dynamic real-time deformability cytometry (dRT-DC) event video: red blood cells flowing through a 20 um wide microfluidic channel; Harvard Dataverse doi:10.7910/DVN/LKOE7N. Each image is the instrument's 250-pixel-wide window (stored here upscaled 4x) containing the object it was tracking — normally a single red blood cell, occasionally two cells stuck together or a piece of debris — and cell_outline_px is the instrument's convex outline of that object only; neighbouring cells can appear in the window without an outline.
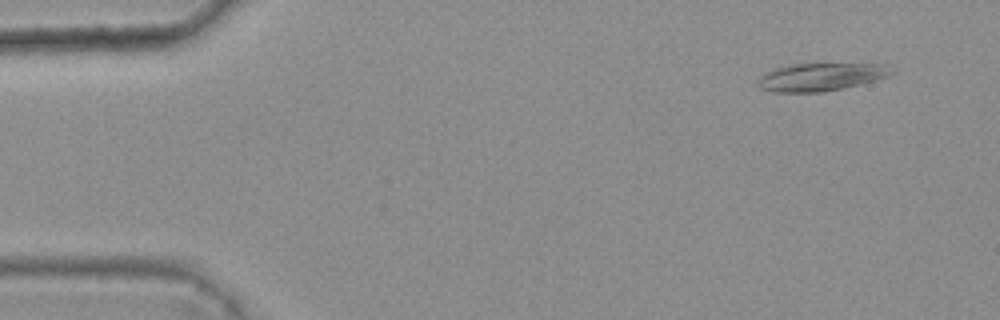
{"species": "common noctule bat (a hibernating species)", "species_latin": "Nyctalus noctula", "temperature_condition": "warm", "stored_images_in_passage": 4, "camera_frame_rate_fps": 3000, "um_per_image_px": 0.085, "animal": {"sex": "female", "body_mass_g": 25.1}, "frame": {"image": 1, "passage_image": 1, "time_ms": 0.0, "image_size_px": [1000, 320], "cell_outline_px": [[896, 72], [888, 76], [876, 80], [860, 84], [820, 92], [772, 92], [760, 88], [756, 84], [756, 80], [764, 72], [776, 68], [792, 64], [888, 64]], "centroid_in_image_um": [69.75, 6.53], "position_along_channel_um": 15.2, "area_um2": 21.73}}
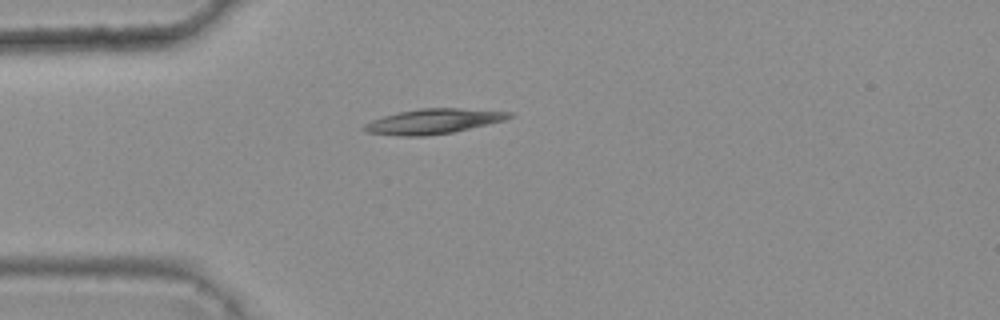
{"frame": {"image": 2, "passage_image": 4, "time_ms": 1.0, "image_size_px": [1000, 320], "cell_outline_px": [[512, 116], [504, 120], [488, 124], [452, 132], [424, 136], [400, 136], [364, 132], [360, 128], [364, 124], [372, 120], [384, 116], [400, 112], [420, 108], [460, 108], [512, 112]], "centroid_in_image_um": [36.78, 10.32], "position_along_channel_um": 48.2, "area_um2": 20.98}}